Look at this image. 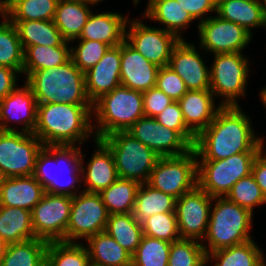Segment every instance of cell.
Masks as SVG:
<instances>
[{
  "label": "cell",
  "instance_id": "obj_1",
  "mask_svg": "<svg viewBox=\"0 0 266 266\" xmlns=\"http://www.w3.org/2000/svg\"><path fill=\"white\" fill-rule=\"evenodd\" d=\"M251 120L240 106H221L214 120L195 139L193 149L202 160H220L239 153H260L263 139L255 137Z\"/></svg>",
  "mask_w": 266,
  "mask_h": 266
},
{
  "label": "cell",
  "instance_id": "obj_2",
  "mask_svg": "<svg viewBox=\"0 0 266 266\" xmlns=\"http://www.w3.org/2000/svg\"><path fill=\"white\" fill-rule=\"evenodd\" d=\"M93 104H37L33 134L46 145H81L94 129L90 123Z\"/></svg>",
  "mask_w": 266,
  "mask_h": 266
},
{
  "label": "cell",
  "instance_id": "obj_3",
  "mask_svg": "<svg viewBox=\"0 0 266 266\" xmlns=\"http://www.w3.org/2000/svg\"><path fill=\"white\" fill-rule=\"evenodd\" d=\"M37 104H93L86 91L85 74L70 59L63 65L30 73L25 80Z\"/></svg>",
  "mask_w": 266,
  "mask_h": 266
},
{
  "label": "cell",
  "instance_id": "obj_4",
  "mask_svg": "<svg viewBox=\"0 0 266 266\" xmlns=\"http://www.w3.org/2000/svg\"><path fill=\"white\" fill-rule=\"evenodd\" d=\"M81 154L79 146L46 145L37 155L33 176L42 184L45 192L74 197L76 195L75 191L79 190L78 188L75 189V185L82 181L78 176L82 174L80 168ZM52 162L55 163L53 168H56L57 172L51 171L53 169L52 165L50 166ZM63 174L69 175V180ZM59 175L60 177L63 176L64 180H61ZM70 188L75 189L74 192Z\"/></svg>",
  "mask_w": 266,
  "mask_h": 266
},
{
  "label": "cell",
  "instance_id": "obj_5",
  "mask_svg": "<svg viewBox=\"0 0 266 266\" xmlns=\"http://www.w3.org/2000/svg\"><path fill=\"white\" fill-rule=\"evenodd\" d=\"M98 127L94 139H102L128 129L144 116L143 92L122 85L102 95L93 103Z\"/></svg>",
  "mask_w": 266,
  "mask_h": 266
},
{
  "label": "cell",
  "instance_id": "obj_6",
  "mask_svg": "<svg viewBox=\"0 0 266 266\" xmlns=\"http://www.w3.org/2000/svg\"><path fill=\"white\" fill-rule=\"evenodd\" d=\"M213 200L217 202L213 205V209L210 208L208 229L204 237L209 245L208 248L204 246L205 253L252 240L249 231L254 213L230 201L227 197H214Z\"/></svg>",
  "mask_w": 266,
  "mask_h": 266
},
{
  "label": "cell",
  "instance_id": "obj_7",
  "mask_svg": "<svg viewBox=\"0 0 266 266\" xmlns=\"http://www.w3.org/2000/svg\"><path fill=\"white\" fill-rule=\"evenodd\" d=\"M112 152L119 178L148 182L158 155L127 131H117L100 139Z\"/></svg>",
  "mask_w": 266,
  "mask_h": 266
},
{
  "label": "cell",
  "instance_id": "obj_8",
  "mask_svg": "<svg viewBox=\"0 0 266 266\" xmlns=\"http://www.w3.org/2000/svg\"><path fill=\"white\" fill-rule=\"evenodd\" d=\"M259 153H239L220 160H197L198 186L211 197H226L233 185L251 174Z\"/></svg>",
  "mask_w": 266,
  "mask_h": 266
},
{
  "label": "cell",
  "instance_id": "obj_9",
  "mask_svg": "<svg viewBox=\"0 0 266 266\" xmlns=\"http://www.w3.org/2000/svg\"><path fill=\"white\" fill-rule=\"evenodd\" d=\"M197 158L194 149L181 156L159 157L147 183L178 199L198 185Z\"/></svg>",
  "mask_w": 266,
  "mask_h": 266
},
{
  "label": "cell",
  "instance_id": "obj_10",
  "mask_svg": "<svg viewBox=\"0 0 266 266\" xmlns=\"http://www.w3.org/2000/svg\"><path fill=\"white\" fill-rule=\"evenodd\" d=\"M214 56L210 66L209 90L214 97H224L220 106H239L236 99L245 95L249 72L248 58L241 53H218Z\"/></svg>",
  "mask_w": 266,
  "mask_h": 266
},
{
  "label": "cell",
  "instance_id": "obj_11",
  "mask_svg": "<svg viewBox=\"0 0 266 266\" xmlns=\"http://www.w3.org/2000/svg\"><path fill=\"white\" fill-rule=\"evenodd\" d=\"M43 147L33 133L0 131V171L5 178L33 175Z\"/></svg>",
  "mask_w": 266,
  "mask_h": 266
},
{
  "label": "cell",
  "instance_id": "obj_12",
  "mask_svg": "<svg viewBox=\"0 0 266 266\" xmlns=\"http://www.w3.org/2000/svg\"><path fill=\"white\" fill-rule=\"evenodd\" d=\"M108 217L109 213L100 193L82 191L79 195L76 194L72 200L66 242H74L83 237L87 240L105 231Z\"/></svg>",
  "mask_w": 266,
  "mask_h": 266
},
{
  "label": "cell",
  "instance_id": "obj_13",
  "mask_svg": "<svg viewBox=\"0 0 266 266\" xmlns=\"http://www.w3.org/2000/svg\"><path fill=\"white\" fill-rule=\"evenodd\" d=\"M73 197L46 192L31 211L36 238L47 242L65 241Z\"/></svg>",
  "mask_w": 266,
  "mask_h": 266
},
{
  "label": "cell",
  "instance_id": "obj_14",
  "mask_svg": "<svg viewBox=\"0 0 266 266\" xmlns=\"http://www.w3.org/2000/svg\"><path fill=\"white\" fill-rule=\"evenodd\" d=\"M213 197L198 185L176 199L175 213L180 238L201 240L207 233Z\"/></svg>",
  "mask_w": 266,
  "mask_h": 266
},
{
  "label": "cell",
  "instance_id": "obj_15",
  "mask_svg": "<svg viewBox=\"0 0 266 266\" xmlns=\"http://www.w3.org/2000/svg\"><path fill=\"white\" fill-rule=\"evenodd\" d=\"M129 23L125 40L151 63L158 67L168 66L173 48L180 39L163 28L148 27L140 20Z\"/></svg>",
  "mask_w": 266,
  "mask_h": 266
},
{
  "label": "cell",
  "instance_id": "obj_16",
  "mask_svg": "<svg viewBox=\"0 0 266 266\" xmlns=\"http://www.w3.org/2000/svg\"><path fill=\"white\" fill-rule=\"evenodd\" d=\"M127 132L152 149L158 157L181 156L193 149L178 131L160 125L154 117L143 116Z\"/></svg>",
  "mask_w": 266,
  "mask_h": 266
},
{
  "label": "cell",
  "instance_id": "obj_17",
  "mask_svg": "<svg viewBox=\"0 0 266 266\" xmlns=\"http://www.w3.org/2000/svg\"><path fill=\"white\" fill-rule=\"evenodd\" d=\"M200 46L213 54L241 53L251 40L249 33L240 25L221 19L209 17L198 24Z\"/></svg>",
  "mask_w": 266,
  "mask_h": 266
},
{
  "label": "cell",
  "instance_id": "obj_18",
  "mask_svg": "<svg viewBox=\"0 0 266 266\" xmlns=\"http://www.w3.org/2000/svg\"><path fill=\"white\" fill-rule=\"evenodd\" d=\"M168 66L184 81L188 90L210 89V69L195 46L185 39L174 46Z\"/></svg>",
  "mask_w": 266,
  "mask_h": 266
},
{
  "label": "cell",
  "instance_id": "obj_19",
  "mask_svg": "<svg viewBox=\"0 0 266 266\" xmlns=\"http://www.w3.org/2000/svg\"><path fill=\"white\" fill-rule=\"evenodd\" d=\"M23 123L22 132L33 133L37 124V101L30 87L15 88L0 101V131H17L8 122ZM5 122V123H4Z\"/></svg>",
  "mask_w": 266,
  "mask_h": 266
},
{
  "label": "cell",
  "instance_id": "obj_20",
  "mask_svg": "<svg viewBox=\"0 0 266 266\" xmlns=\"http://www.w3.org/2000/svg\"><path fill=\"white\" fill-rule=\"evenodd\" d=\"M160 67L148 61L126 40L121 43V85L144 92L156 87Z\"/></svg>",
  "mask_w": 266,
  "mask_h": 266
},
{
  "label": "cell",
  "instance_id": "obj_21",
  "mask_svg": "<svg viewBox=\"0 0 266 266\" xmlns=\"http://www.w3.org/2000/svg\"><path fill=\"white\" fill-rule=\"evenodd\" d=\"M121 44L110 47L102 59L85 72L87 95L92 103L121 85Z\"/></svg>",
  "mask_w": 266,
  "mask_h": 266
},
{
  "label": "cell",
  "instance_id": "obj_22",
  "mask_svg": "<svg viewBox=\"0 0 266 266\" xmlns=\"http://www.w3.org/2000/svg\"><path fill=\"white\" fill-rule=\"evenodd\" d=\"M98 150L95 151L88 162L87 169L83 165V154H81L82 181L87 185L86 192L101 193L108 188L118 178L115 160L111 150L99 139H95ZM85 170L86 173H85Z\"/></svg>",
  "mask_w": 266,
  "mask_h": 266
},
{
  "label": "cell",
  "instance_id": "obj_23",
  "mask_svg": "<svg viewBox=\"0 0 266 266\" xmlns=\"http://www.w3.org/2000/svg\"><path fill=\"white\" fill-rule=\"evenodd\" d=\"M210 90H188L178 101L186 127L197 136L214 120L219 107L215 108Z\"/></svg>",
  "mask_w": 266,
  "mask_h": 266
},
{
  "label": "cell",
  "instance_id": "obj_24",
  "mask_svg": "<svg viewBox=\"0 0 266 266\" xmlns=\"http://www.w3.org/2000/svg\"><path fill=\"white\" fill-rule=\"evenodd\" d=\"M127 19L120 13L92 12L78 39L100 41L110 47L118 46L125 40Z\"/></svg>",
  "mask_w": 266,
  "mask_h": 266
},
{
  "label": "cell",
  "instance_id": "obj_25",
  "mask_svg": "<svg viewBox=\"0 0 266 266\" xmlns=\"http://www.w3.org/2000/svg\"><path fill=\"white\" fill-rule=\"evenodd\" d=\"M45 193L44 187L33 175L5 178L0 188V206L32 211Z\"/></svg>",
  "mask_w": 266,
  "mask_h": 266
},
{
  "label": "cell",
  "instance_id": "obj_26",
  "mask_svg": "<svg viewBox=\"0 0 266 266\" xmlns=\"http://www.w3.org/2000/svg\"><path fill=\"white\" fill-rule=\"evenodd\" d=\"M216 13L221 19L236 23L249 33L250 28H266L264 0H217Z\"/></svg>",
  "mask_w": 266,
  "mask_h": 266
},
{
  "label": "cell",
  "instance_id": "obj_27",
  "mask_svg": "<svg viewBox=\"0 0 266 266\" xmlns=\"http://www.w3.org/2000/svg\"><path fill=\"white\" fill-rule=\"evenodd\" d=\"M89 4L80 1H58L53 22L68 43L79 38L92 13Z\"/></svg>",
  "mask_w": 266,
  "mask_h": 266
},
{
  "label": "cell",
  "instance_id": "obj_28",
  "mask_svg": "<svg viewBox=\"0 0 266 266\" xmlns=\"http://www.w3.org/2000/svg\"><path fill=\"white\" fill-rule=\"evenodd\" d=\"M90 263L98 266H132V255L107 232L102 231L86 240Z\"/></svg>",
  "mask_w": 266,
  "mask_h": 266
},
{
  "label": "cell",
  "instance_id": "obj_29",
  "mask_svg": "<svg viewBox=\"0 0 266 266\" xmlns=\"http://www.w3.org/2000/svg\"><path fill=\"white\" fill-rule=\"evenodd\" d=\"M148 2L144 12L145 17L164 24L166 26L164 30L183 40L179 32L189 27L190 22L195 19L176 0H149Z\"/></svg>",
  "mask_w": 266,
  "mask_h": 266
},
{
  "label": "cell",
  "instance_id": "obj_30",
  "mask_svg": "<svg viewBox=\"0 0 266 266\" xmlns=\"http://www.w3.org/2000/svg\"><path fill=\"white\" fill-rule=\"evenodd\" d=\"M0 236L7 244L35 239L31 211L0 206Z\"/></svg>",
  "mask_w": 266,
  "mask_h": 266
},
{
  "label": "cell",
  "instance_id": "obj_31",
  "mask_svg": "<svg viewBox=\"0 0 266 266\" xmlns=\"http://www.w3.org/2000/svg\"><path fill=\"white\" fill-rule=\"evenodd\" d=\"M17 29L23 49L29 46H61L63 38L53 20L10 21Z\"/></svg>",
  "mask_w": 266,
  "mask_h": 266
},
{
  "label": "cell",
  "instance_id": "obj_32",
  "mask_svg": "<svg viewBox=\"0 0 266 266\" xmlns=\"http://www.w3.org/2000/svg\"><path fill=\"white\" fill-rule=\"evenodd\" d=\"M175 207V197L153 188L146 182L138 188L133 216L142 223L154 214L175 213Z\"/></svg>",
  "mask_w": 266,
  "mask_h": 266
},
{
  "label": "cell",
  "instance_id": "obj_33",
  "mask_svg": "<svg viewBox=\"0 0 266 266\" xmlns=\"http://www.w3.org/2000/svg\"><path fill=\"white\" fill-rule=\"evenodd\" d=\"M68 41L61 46H29L24 49L22 73L29 75L41 69L54 68L63 65L71 59V48Z\"/></svg>",
  "mask_w": 266,
  "mask_h": 266
},
{
  "label": "cell",
  "instance_id": "obj_34",
  "mask_svg": "<svg viewBox=\"0 0 266 266\" xmlns=\"http://www.w3.org/2000/svg\"><path fill=\"white\" fill-rule=\"evenodd\" d=\"M105 232L131 255L137 250L144 235L142 223L135 219L133 213L109 215Z\"/></svg>",
  "mask_w": 266,
  "mask_h": 266
},
{
  "label": "cell",
  "instance_id": "obj_35",
  "mask_svg": "<svg viewBox=\"0 0 266 266\" xmlns=\"http://www.w3.org/2000/svg\"><path fill=\"white\" fill-rule=\"evenodd\" d=\"M217 260L214 266H266L264 254L254 240L206 254V263Z\"/></svg>",
  "mask_w": 266,
  "mask_h": 266
},
{
  "label": "cell",
  "instance_id": "obj_36",
  "mask_svg": "<svg viewBox=\"0 0 266 266\" xmlns=\"http://www.w3.org/2000/svg\"><path fill=\"white\" fill-rule=\"evenodd\" d=\"M140 185L134 180L118 178L108 188L104 189L100 195L109 215L133 213Z\"/></svg>",
  "mask_w": 266,
  "mask_h": 266
},
{
  "label": "cell",
  "instance_id": "obj_37",
  "mask_svg": "<svg viewBox=\"0 0 266 266\" xmlns=\"http://www.w3.org/2000/svg\"><path fill=\"white\" fill-rule=\"evenodd\" d=\"M47 241L32 239L8 244L1 266H46Z\"/></svg>",
  "mask_w": 266,
  "mask_h": 266
},
{
  "label": "cell",
  "instance_id": "obj_38",
  "mask_svg": "<svg viewBox=\"0 0 266 266\" xmlns=\"http://www.w3.org/2000/svg\"><path fill=\"white\" fill-rule=\"evenodd\" d=\"M89 253L81 243L53 241L46 250V266H88Z\"/></svg>",
  "mask_w": 266,
  "mask_h": 266
},
{
  "label": "cell",
  "instance_id": "obj_39",
  "mask_svg": "<svg viewBox=\"0 0 266 266\" xmlns=\"http://www.w3.org/2000/svg\"><path fill=\"white\" fill-rule=\"evenodd\" d=\"M9 21L53 20L59 0H6ZM10 18V19H9Z\"/></svg>",
  "mask_w": 266,
  "mask_h": 266
},
{
  "label": "cell",
  "instance_id": "obj_40",
  "mask_svg": "<svg viewBox=\"0 0 266 266\" xmlns=\"http://www.w3.org/2000/svg\"><path fill=\"white\" fill-rule=\"evenodd\" d=\"M24 49L13 23L7 20L0 25V66L22 73Z\"/></svg>",
  "mask_w": 266,
  "mask_h": 266
},
{
  "label": "cell",
  "instance_id": "obj_41",
  "mask_svg": "<svg viewBox=\"0 0 266 266\" xmlns=\"http://www.w3.org/2000/svg\"><path fill=\"white\" fill-rule=\"evenodd\" d=\"M171 243L143 235L132 255V266H168Z\"/></svg>",
  "mask_w": 266,
  "mask_h": 266
},
{
  "label": "cell",
  "instance_id": "obj_42",
  "mask_svg": "<svg viewBox=\"0 0 266 266\" xmlns=\"http://www.w3.org/2000/svg\"><path fill=\"white\" fill-rule=\"evenodd\" d=\"M204 244L197 240L182 239L171 243L168 266H206Z\"/></svg>",
  "mask_w": 266,
  "mask_h": 266
},
{
  "label": "cell",
  "instance_id": "obj_43",
  "mask_svg": "<svg viewBox=\"0 0 266 266\" xmlns=\"http://www.w3.org/2000/svg\"><path fill=\"white\" fill-rule=\"evenodd\" d=\"M146 236L172 243L180 239L176 213L154 214L142 222Z\"/></svg>",
  "mask_w": 266,
  "mask_h": 266
},
{
  "label": "cell",
  "instance_id": "obj_44",
  "mask_svg": "<svg viewBox=\"0 0 266 266\" xmlns=\"http://www.w3.org/2000/svg\"><path fill=\"white\" fill-rule=\"evenodd\" d=\"M226 197L252 213L253 207L266 203V198L252 174L235 183Z\"/></svg>",
  "mask_w": 266,
  "mask_h": 266
},
{
  "label": "cell",
  "instance_id": "obj_45",
  "mask_svg": "<svg viewBox=\"0 0 266 266\" xmlns=\"http://www.w3.org/2000/svg\"><path fill=\"white\" fill-rule=\"evenodd\" d=\"M79 41L78 46L75 48L71 47V59L74 64L85 73L102 59L110 46L100 41Z\"/></svg>",
  "mask_w": 266,
  "mask_h": 266
},
{
  "label": "cell",
  "instance_id": "obj_46",
  "mask_svg": "<svg viewBox=\"0 0 266 266\" xmlns=\"http://www.w3.org/2000/svg\"><path fill=\"white\" fill-rule=\"evenodd\" d=\"M160 125L178 131L192 146L196 136L186 127L179 103L173 101L158 116L155 117Z\"/></svg>",
  "mask_w": 266,
  "mask_h": 266
},
{
  "label": "cell",
  "instance_id": "obj_47",
  "mask_svg": "<svg viewBox=\"0 0 266 266\" xmlns=\"http://www.w3.org/2000/svg\"><path fill=\"white\" fill-rule=\"evenodd\" d=\"M156 87L176 102H178L188 91L184 81L169 66L159 68Z\"/></svg>",
  "mask_w": 266,
  "mask_h": 266
},
{
  "label": "cell",
  "instance_id": "obj_48",
  "mask_svg": "<svg viewBox=\"0 0 266 266\" xmlns=\"http://www.w3.org/2000/svg\"><path fill=\"white\" fill-rule=\"evenodd\" d=\"M172 102L173 100L157 87L146 90L143 92L144 116L155 118Z\"/></svg>",
  "mask_w": 266,
  "mask_h": 266
},
{
  "label": "cell",
  "instance_id": "obj_49",
  "mask_svg": "<svg viewBox=\"0 0 266 266\" xmlns=\"http://www.w3.org/2000/svg\"><path fill=\"white\" fill-rule=\"evenodd\" d=\"M179 5L185 9L194 19H200V22L204 21V15L207 12H216L217 0H176Z\"/></svg>",
  "mask_w": 266,
  "mask_h": 266
},
{
  "label": "cell",
  "instance_id": "obj_50",
  "mask_svg": "<svg viewBox=\"0 0 266 266\" xmlns=\"http://www.w3.org/2000/svg\"><path fill=\"white\" fill-rule=\"evenodd\" d=\"M16 73L18 74L14 69L0 66V101L16 88Z\"/></svg>",
  "mask_w": 266,
  "mask_h": 266
},
{
  "label": "cell",
  "instance_id": "obj_51",
  "mask_svg": "<svg viewBox=\"0 0 266 266\" xmlns=\"http://www.w3.org/2000/svg\"><path fill=\"white\" fill-rule=\"evenodd\" d=\"M251 174L266 198V154L263 150L256 156Z\"/></svg>",
  "mask_w": 266,
  "mask_h": 266
},
{
  "label": "cell",
  "instance_id": "obj_52",
  "mask_svg": "<svg viewBox=\"0 0 266 266\" xmlns=\"http://www.w3.org/2000/svg\"><path fill=\"white\" fill-rule=\"evenodd\" d=\"M0 15H3L4 21L0 23L2 25L5 23L8 19V2L6 0H0Z\"/></svg>",
  "mask_w": 266,
  "mask_h": 266
},
{
  "label": "cell",
  "instance_id": "obj_53",
  "mask_svg": "<svg viewBox=\"0 0 266 266\" xmlns=\"http://www.w3.org/2000/svg\"><path fill=\"white\" fill-rule=\"evenodd\" d=\"M7 247H8V244L0 236V266L2 265L3 259L5 257Z\"/></svg>",
  "mask_w": 266,
  "mask_h": 266
},
{
  "label": "cell",
  "instance_id": "obj_54",
  "mask_svg": "<svg viewBox=\"0 0 266 266\" xmlns=\"http://www.w3.org/2000/svg\"><path fill=\"white\" fill-rule=\"evenodd\" d=\"M260 97L263 105L266 107V87L261 90Z\"/></svg>",
  "mask_w": 266,
  "mask_h": 266
},
{
  "label": "cell",
  "instance_id": "obj_55",
  "mask_svg": "<svg viewBox=\"0 0 266 266\" xmlns=\"http://www.w3.org/2000/svg\"><path fill=\"white\" fill-rule=\"evenodd\" d=\"M87 3H90V5H96L99 2H102V0H86Z\"/></svg>",
  "mask_w": 266,
  "mask_h": 266
},
{
  "label": "cell",
  "instance_id": "obj_56",
  "mask_svg": "<svg viewBox=\"0 0 266 266\" xmlns=\"http://www.w3.org/2000/svg\"><path fill=\"white\" fill-rule=\"evenodd\" d=\"M4 179H5V176H4L3 173L0 171V188H1L2 184H3Z\"/></svg>",
  "mask_w": 266,
  "mask_h": 266
},
{
  "label": "cell",
  "instance_id": "obj_57",
  "mask_svg": "<svg viewBox=\"0 0 266 266\" xmlns=\"http://www.w3.org/2000/svg\"><path fill=\"white\" fill-rule=\"evenodd\" d=\"M63 1H80V2H86V0H63Z\"/></svg>",
  "mask_w": 266,
  "mask_h": 266
},
{
  "label": "cell",
  "instance_id": "obj_58",
  "mask_svg": "<svg viewBox=\"0 0 266 266\" xmlns=\"http://www.w3.org/2000/svg\"><path fill=\"white\" fill-rule=\"evenodd\" d=\"M264 3H265V16H266V0H264Z\"/></svg>",
  "mask_w": 266,
  "mask_h": 266
},
{
  "label": "cell",
  "instance_id": "obj_59",
  "mask_svg": "<svg viewBox=\"0 0 266 266\" xmlns=\"http://www.w3.org/2000/svg\"><path fill=\"white\" fill-rule=\"evenodd\" d=\"M88 266H98V265H95V264L90 263Z\"/></svg>",
  "mask_w": 266,
  "mask_h": 266
}]
</instances>
